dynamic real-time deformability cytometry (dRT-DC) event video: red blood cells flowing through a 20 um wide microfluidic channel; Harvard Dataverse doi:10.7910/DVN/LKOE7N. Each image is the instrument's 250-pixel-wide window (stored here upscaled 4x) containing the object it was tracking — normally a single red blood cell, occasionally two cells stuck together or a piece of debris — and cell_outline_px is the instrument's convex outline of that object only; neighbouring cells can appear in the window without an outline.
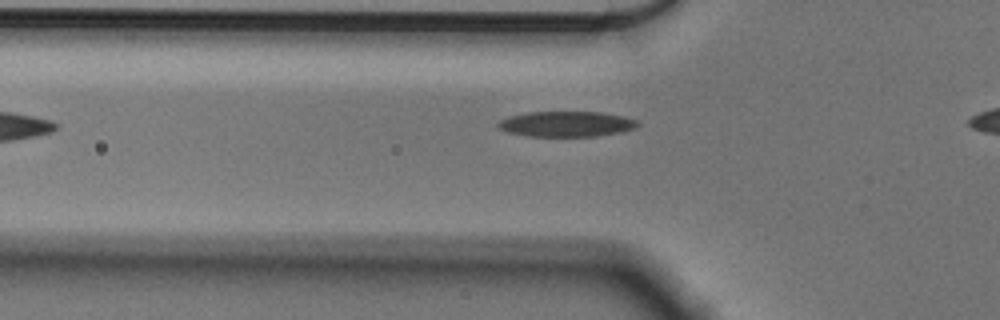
{"species": "Egyptian fruit bat (a non-hibernating species)", "species_latin": "Rousettus aegyptiacus", "temperature_condition": "cold", "stored_images_in_passage": 27, "camera_frame_rate_fps": 3000, "um_per_image_px": 0.085, "animal": {"sex": "male"}, "frame": {"image": 1, "passage_image": 3, "time_ms": 0.667, "image_size_px": [1000, 320], "cell_outline_px": [[640, 124], [636, 128], [620, 132], [596, 136], [524, 136], [508, 132], [500, 128], [496, 124], [500, 120], [508, 116], [528, 112], [600, 112], [624, 116], [636, 120]], "centroid_in_image_um": [48.14, 10.54], "position_along_channel_um": 77.7, "area_um2": 20.69}}
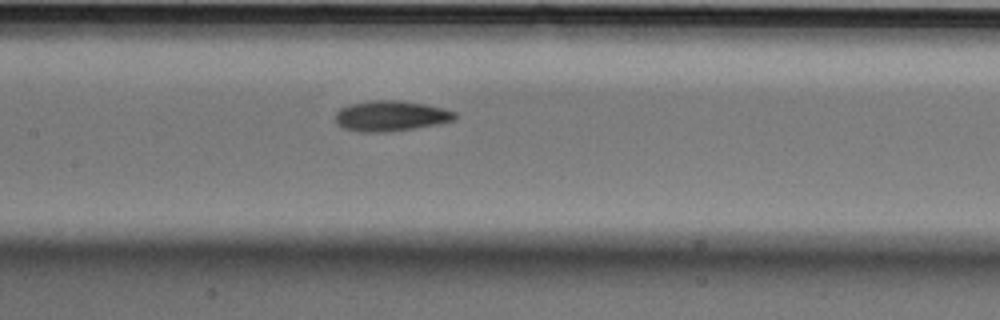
{"frame": {"image": 2, "passage_image": 11, "time_ms": 3.333, "image_size_px": [1000, 320], "cell_outline_px": [[460, 116], [456, 120], [416, 128], [392, 132], [360, 132], [344, 128], [336, 120], [336, 112], [340, 108], [352, 104], [372, 100], [396, 100], [424, 104], [444, 108], [456, 112]], "centroid_in_image_um": [33.28, 9.86], "position_along_channel_um": 174.1, "area_um2": 21.27}}
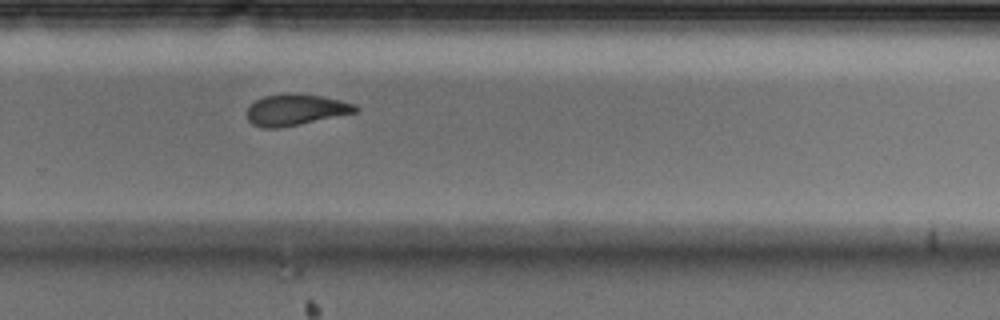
{"frame": {"image": 3, "passage_image": 22, "time_ms": 7.0, "image_size_px": [1000, 320], "cell_outline_px": [[360, 112], [280, 128], [264, 128], [252, 124], [248, 120], [248, 108], [256, 100], [264, 96], [292, 92], [324, 96], [356, 104], [360, 108]], "centroid_in_image_um": [25.2, 9.32], "position_along_channel_um": 304.6, "area_um2": 20.0}}